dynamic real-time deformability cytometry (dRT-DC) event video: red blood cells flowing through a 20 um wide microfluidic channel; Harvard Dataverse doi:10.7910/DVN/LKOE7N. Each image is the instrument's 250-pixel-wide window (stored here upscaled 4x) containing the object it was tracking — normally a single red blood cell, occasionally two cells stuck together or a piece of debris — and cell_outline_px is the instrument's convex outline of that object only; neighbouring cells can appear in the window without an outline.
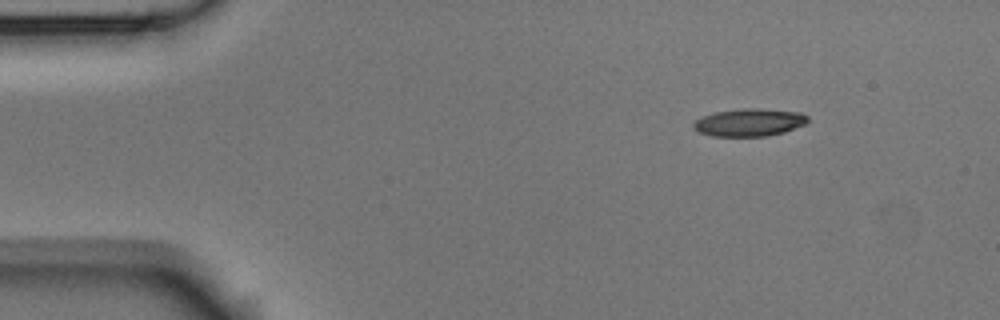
{"species": "Egyptian fruit bat (a non-hibernating species)", "species_latin": "Rousettus aegyptiacus", "temperature_condition": "room temperature", "stored_images_in_passage": 3, "camera_frame_rate_fps": 3000, "um_per_image_px": 0.085, "animal": {"sex": "male"}, "frame": {"image": 1, "passage_image": 1, "time_ms": 0.0, "image_size_px": [1000, 320], "cell_outline_px": [[808, 120], [804, 124], [784, 132], [768, 136], [712, 136], [700, 132], [692, 128], [692, 124], [696, 120], [704, 116], [716, 112], [744, 108], [760, 108], [800, 112], [808, 116]], "centroid_in_image_um": [63.69, 10.4], "position_along_channel_um": 21.3, "area_um2": 18.32}}